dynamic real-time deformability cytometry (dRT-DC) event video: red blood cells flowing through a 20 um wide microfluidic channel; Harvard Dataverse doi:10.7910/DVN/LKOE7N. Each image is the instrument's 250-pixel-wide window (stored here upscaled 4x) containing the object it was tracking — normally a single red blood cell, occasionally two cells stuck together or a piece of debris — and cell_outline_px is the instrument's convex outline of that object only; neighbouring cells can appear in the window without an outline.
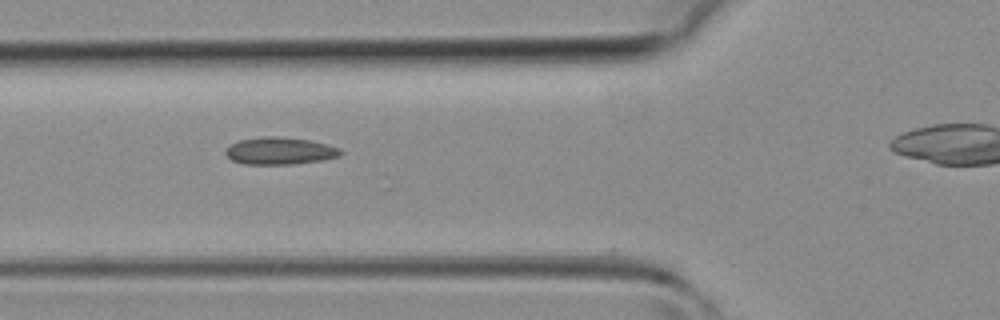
{"species": "common noctule bat (a hibernating species)", "species_latin": "Nyctalus noctula", "temperature_condition": "room temperature", "stored_images_in_passage": 19, "camera_frame_rate_fps": 3000, "um_per_image_px": 0.085, "animal": {"sex": "female", "body_mass_g": 19.3, "forearm_length_mm": 54.1}, "frame": {"image": 1, "passage_image": 7, "time_ms": 2.0, "image_size_px": [1000, 320], "cell_outline_px": [[344, 152], [340, 156], [324, 160], [292, 164], [244, 164], [232, 160], [224, 152], [232, 144], [240, 140], [264, 136], [276, 136], [312, 140], [328, 144], [340, 148]], "centroid_in_image_um": [23.85, 12.82], "position_along_channel_um": 101.9, "area_um2": 18.32}}
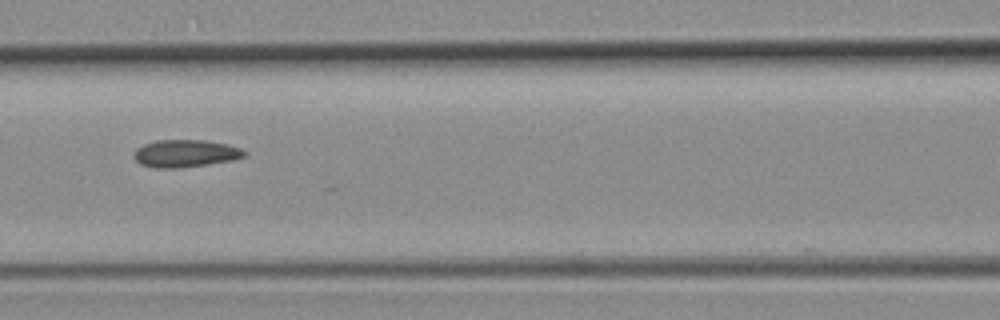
{"frame": {"image": 2, "passage_image": 10, "time_ms": 3.0, "image_size_px": [1000, 320], "cell_outline_px": [[248, 152], [244, 156], [232, 160], [208, 164], [180, 168], [152, 168], [140, 164], [132, 156], [136, 148], [144, 144], [156, 140], [204, 140], [228, 144], [240, 148]], "centroid_in_image_um": [15.73, 13.04], "position_along_channel_um": 150.9, "area_um2": 17.8}}